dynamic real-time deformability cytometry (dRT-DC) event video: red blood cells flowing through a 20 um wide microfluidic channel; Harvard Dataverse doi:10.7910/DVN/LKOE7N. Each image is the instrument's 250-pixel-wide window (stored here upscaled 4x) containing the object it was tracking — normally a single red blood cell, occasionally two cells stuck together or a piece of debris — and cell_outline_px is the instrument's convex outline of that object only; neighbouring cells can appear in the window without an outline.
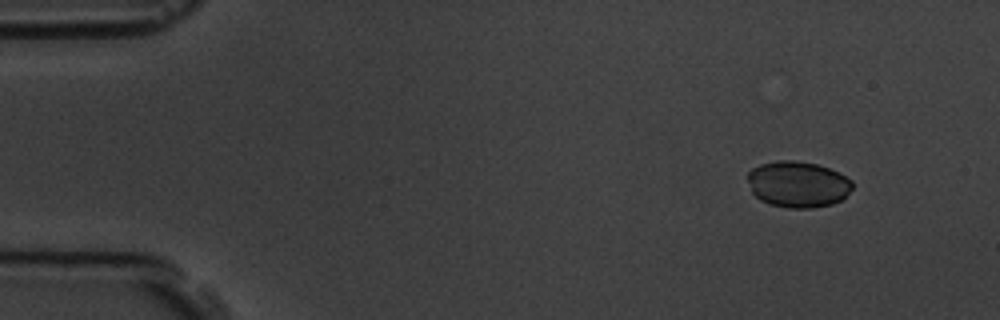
{"species": "common noctule bat (a hibernating species)", "species_latin": "Nyctalus noctula", "temperature_condition": "room temperature", "stored_images_in_passage": 5, "camera_frame_rate_fps": 3000, "um_per_image_px": 0.085, "animal": {"sex": "male", "body_mass_g": 19.5, "forearm_length_mm": 54.6}, "frame": {"image": 1, "passage_image": 1, "time_ms": 0.0, "image_size_px": [1000, 320], "cell_outline_px": [[852, 188], [840, 200], [832, 204], [812, 208], [788, 208], [768, 204], [760, 200], [752, 192], [748, 180], [748, 172], [752, 168], [760, 164], [780, 160], [796, 160], [816, 164], [828, 168], [852, 180]], "centroid_in_image_um": [67.79, 15.67], "position_along_channel_um": 17.2, "area_um2": 28.09}}